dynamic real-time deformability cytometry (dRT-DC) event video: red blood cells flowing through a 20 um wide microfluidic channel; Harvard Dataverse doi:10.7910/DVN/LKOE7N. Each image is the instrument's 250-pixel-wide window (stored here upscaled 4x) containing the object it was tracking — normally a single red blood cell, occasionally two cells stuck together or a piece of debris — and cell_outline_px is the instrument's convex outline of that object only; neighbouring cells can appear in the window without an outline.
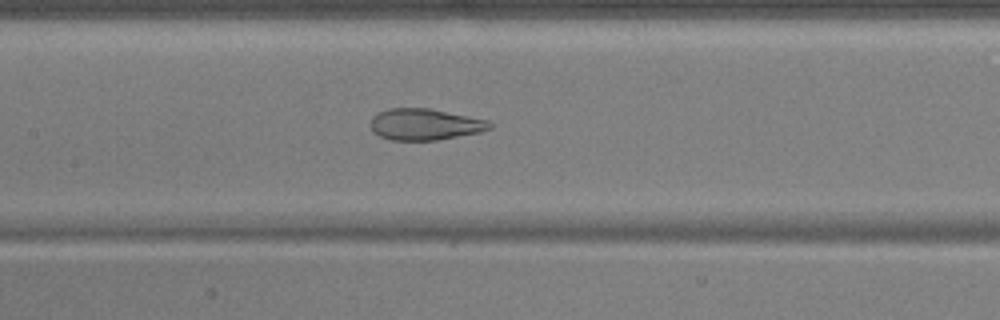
{"species": "common noctule bat (a hibernating species)", "species_latin": "Nyctalus noctula", "temperature_condition": "warm", "stored_images_in_passage": 54, "camera_frame_rate_fps": 3000, "um_per_image_px": 0.085, "animal": {"sex": "male", "body_mass_g": 17.9, "forearm_length_mm": 54.2}, "frame": {"image": 1, "passage_image": 26, "time_ms": 8.333, "image_size_px": [1000, 320], "cell_outline_px": [[492, 128], [480, 132], [436, 140], [392, 140], [380, 136], [372, 132], [368, 124], [372, 116], [388, 108], [432, 108], [488, 120], [492, 124]], "centroid_in_image_um": [36.08, 10.56], "position_along_channel_um": 171.3, "area_um2": 22.02}}
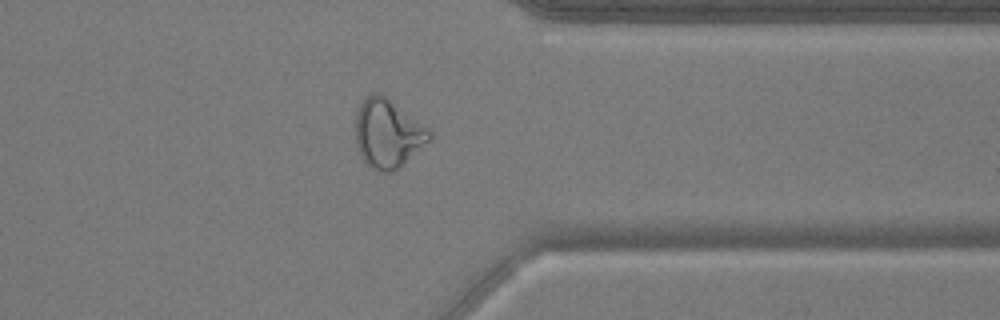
{"frame": {"image": 2, "passage_image": 43, "time_ms": 14.0, "image_size_px": [1000, 320], "cell_outline_px": [[432, 140], [396, 172], [376, 172], [364, 160], [356, 144], [356, 112], [360, 104], [372, 92], [380, 92], [428, 128], [432, 132]], "centroid_in_image_um": [32.99, 11.38], "position_along_channel_um": 378.4, "area_um2": 29.77}}
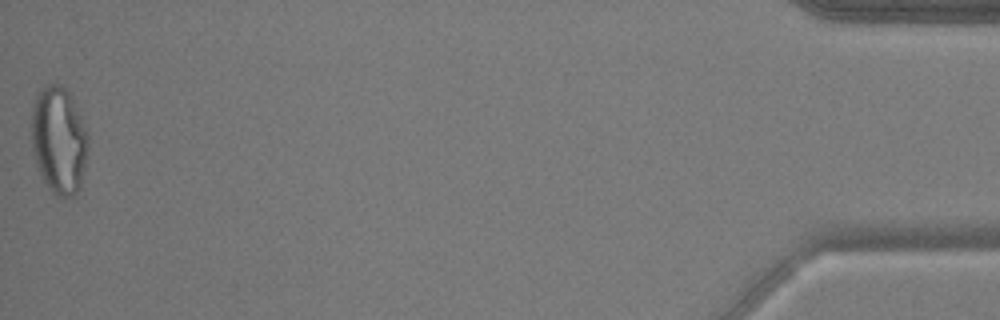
{"frame": {"image": 3, "passage_image": 54, "time_ms": 17.667, "image_size_px": [1000, 320], "cell_outline_px": [[88, 148], [80, 188], [72, 196], [56, 196], [52, 192], [44, 180], [36, 164], [32, 148], [32, 108], [36, 96], [40, 88], [56, 80], [72, 96], [88, 132]], "centroid_in_image_um": [5.01, 11.86], "position_along_channel_um": 430.2, "area_um2": 35.6}, "authors_computed_cell_mechanics": {"area_um2": 29.478, "velocity_mm_per_s": 3.7476, "shape_relaxation_time_tau1_ms": null, "shape_relaxation_time_tau2_ms": 1.3716, "deformation_change_tau1": null, "deformation_change_tau2": 0.0802}}